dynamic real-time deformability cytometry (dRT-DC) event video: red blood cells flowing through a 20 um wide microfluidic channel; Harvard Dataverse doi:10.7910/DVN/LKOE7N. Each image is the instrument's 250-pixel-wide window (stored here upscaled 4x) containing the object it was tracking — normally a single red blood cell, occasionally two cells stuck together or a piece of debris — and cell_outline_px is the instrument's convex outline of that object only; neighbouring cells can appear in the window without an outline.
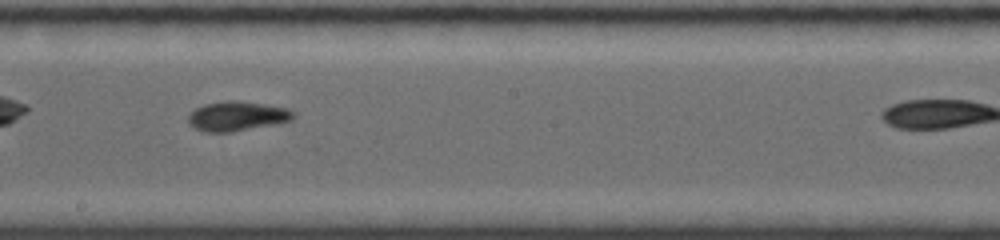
{"species": "common noctule bat (a hibernating species)", "species_latin": "Nyctalus noctula", "temperature_condition": "room temperature", "stored_images_in_passage": 31, "camera_frame_rate_fps": 4000, "um_per_image_px": 0.085, "animal": {"sex": "female", "body_mass_g": 19.0, "forearm_length_mm": 56.7}, "frame": {"image": 1, "passage_image": 22, "time_ms": 5.25, "image_size_px": [1000, 240], "cell_outline_px": [[296, 116], [292, 120], [232, 132], [204, 132], [188, 124], [188, 116], [196, 108], [204, 104], [228, 100], [232, 100], [264, 104], [288, 108]], "centroid_in_image_um": [20.13, 9.87], "position_along_channel_um": 228.1, "area_um2": 17.92}}